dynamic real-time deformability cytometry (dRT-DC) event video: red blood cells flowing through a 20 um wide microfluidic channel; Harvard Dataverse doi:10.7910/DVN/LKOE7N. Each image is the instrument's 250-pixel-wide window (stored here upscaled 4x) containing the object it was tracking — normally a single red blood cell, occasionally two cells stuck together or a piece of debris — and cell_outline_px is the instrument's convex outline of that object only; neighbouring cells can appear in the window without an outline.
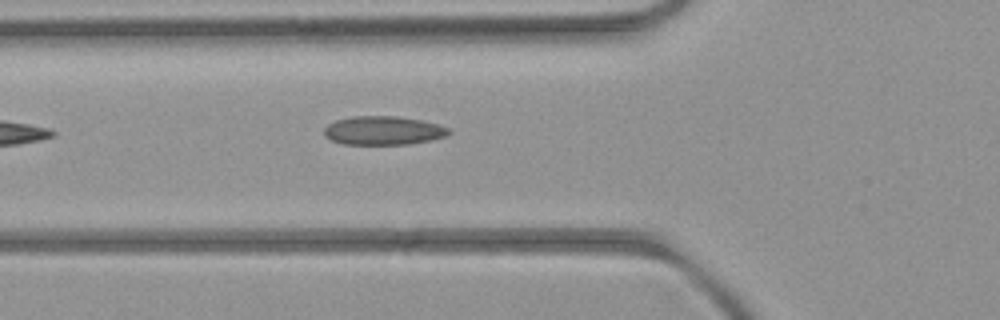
{"species": "common noctule bat (a hibernating species)", "species_latin": "Nyctalus noctula", "temperature_condition": "room temperature", "stored_images_in_passage": 4, "camera_frame_rate_fps": 3000, "um_per_image_px": 0.085, "animal": {"sex": "female", "body_mass_g": 21.9}, "frame": {"image": 1, "passage_image": 4, "time_ms": 4.333, "image_size_px": [1000, 320], "cell_outline_px": [[452, 132], [444, 136], [432, 140], [408, 144], [344, 144], [332, 140], [324, 136], [324, 128], [328, 124], [336, 120], [352, 116], [396, 116], [420, 120], [436, 124], [448, 128]], "centroid_in_image_um": [32.55, 11.09], "position_along_channel_um": 93.2, "area_um2": 20.75}}